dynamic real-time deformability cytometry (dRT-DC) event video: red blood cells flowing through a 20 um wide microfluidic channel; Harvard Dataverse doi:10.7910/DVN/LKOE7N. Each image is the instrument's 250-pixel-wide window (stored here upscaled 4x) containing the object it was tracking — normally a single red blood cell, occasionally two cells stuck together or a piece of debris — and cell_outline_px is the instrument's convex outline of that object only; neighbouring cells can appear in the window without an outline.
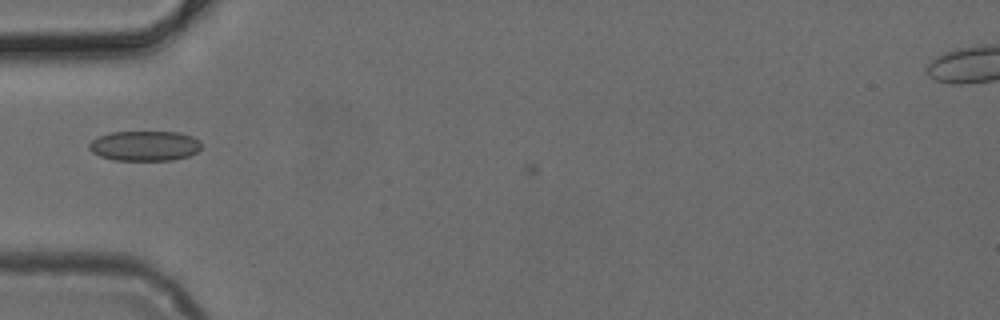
{"species": "common noctule bat (a hibernating species)", "species_latin": "Nyctalus noctula", "temperature_condition": "cold", "stored_images_in_passage": 12, "camera_frame_rate_fps": 3000, "um_per_image_px": 0.085, "animal": {"sex": "female", "body_mass_g": 24.6, "forearm_length_mm": 56.2}, "frame": {"image": 1, "passage_image": 11, "time_ms": 3.333, "image_size_px": [1000, 320], "cell_outline_px": [[200, 148], [196, 152], [188, 156], [172, 160], [112, 160], [100, 156], [92, 152], [88, 148], [88, 144], [92, 140], [100, 136], [112, 132], [180, 132], [192, 136], [200, 140]], "centroid_in_image_um": [12.29, 12.4], "position_along_channel_um": 72.7, "area_um2": 19.65}}